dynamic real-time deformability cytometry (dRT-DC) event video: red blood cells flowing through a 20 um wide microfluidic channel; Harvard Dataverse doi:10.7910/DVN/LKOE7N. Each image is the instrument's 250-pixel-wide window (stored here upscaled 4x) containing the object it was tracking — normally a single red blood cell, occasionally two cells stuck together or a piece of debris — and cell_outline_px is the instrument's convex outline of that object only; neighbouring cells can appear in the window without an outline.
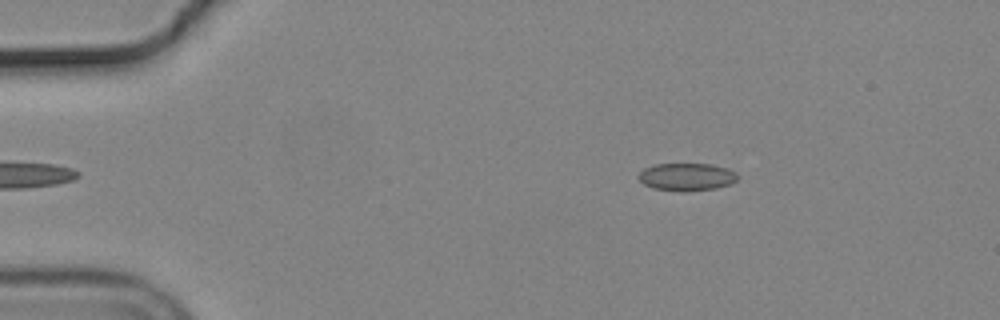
{"species": "common noctule bat (a hibernating species)", "species_latin": "Nyctalus noctula", "temperature_condition": "cold", "stored_images_in_passage": 48, "camera_frame_rate_fps": 3000, "um_per_image_px": 0.085, "animal": {"sex": "male", "body_mass_g": 19.2, "forearm_length_mm": 51.8}, "frame": {"image": 1, "passage_image": 2, "time_ms": 0.333, "image_size_px": [1000, 320], "cell_outline_px": [[740, 176], [732, 184], [716, 188], [684, 192], [680, 192], [652, 188], [644, 184], [640, 180], [640, 172], [644, 168], [656, 164], [712, 164], [728, 168], [736, 172]], "centroid_in_image_um": [58.42, 15.04], "position_along_channel_um": 26.6, "area_um2": 16.13}}
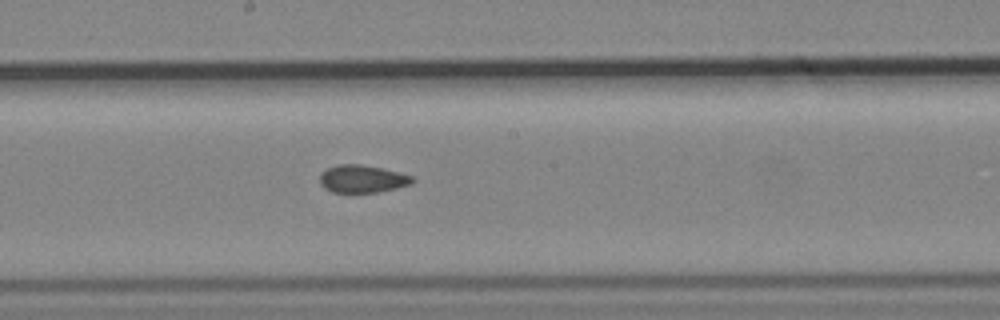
{"frame": {"image": 2, "passage_image": 23, "time_ms": 7.333, "image_size_px": [1000, 320], "cell_outline_px": [[416, 180], [412, 184], [396, 188], [376, 192], [332, 192], [324, 188], [320, 184], [320, 172], [328, 168], [340, 164], [360, 164], [380, 168], [412, 176]], "centroid_in_image_um": [30.78, 15.21], "position_along_channel_um": 217.4, "area_um2": 14.8}}
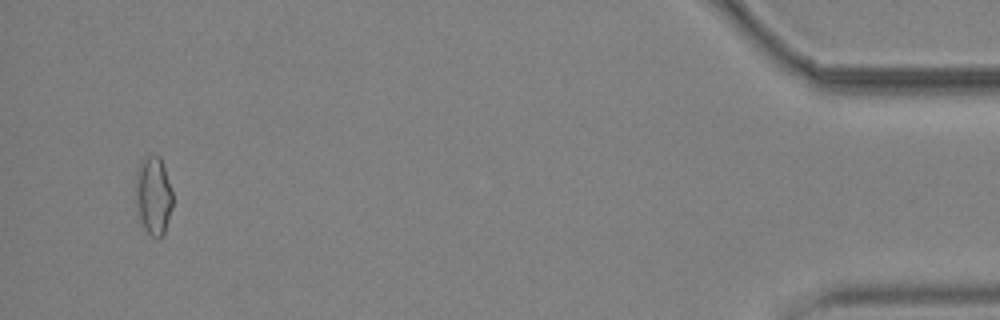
{"frame": {"image": 3, "passage_image": 46, "time_ms": 15.0, "image_size_px": [1000, 320], "cell_outline_px": [[172, 208], [164, 232], [160, 236], [152, 236], [144, 228], [140, 220], [136, 204], [136, 168], [140, 160], [148, 156], [160, 156], [172, 192]], "centroid_in_image_um": [13.02, 16.59], "position_along_channel_um": 422.2, "area_um2": 16.65}, "authors_computed_cell_mechanics": {"area_um2": 15.3459, "velocity_mm_per_s": 3.7171, "shape_relaxation_time_tau1_ms": null, "shape_relaxation_time_tau2_ms": 2.1225, "deformation_change_tau1": null, "deformation_change_tau2": 0.0729}}